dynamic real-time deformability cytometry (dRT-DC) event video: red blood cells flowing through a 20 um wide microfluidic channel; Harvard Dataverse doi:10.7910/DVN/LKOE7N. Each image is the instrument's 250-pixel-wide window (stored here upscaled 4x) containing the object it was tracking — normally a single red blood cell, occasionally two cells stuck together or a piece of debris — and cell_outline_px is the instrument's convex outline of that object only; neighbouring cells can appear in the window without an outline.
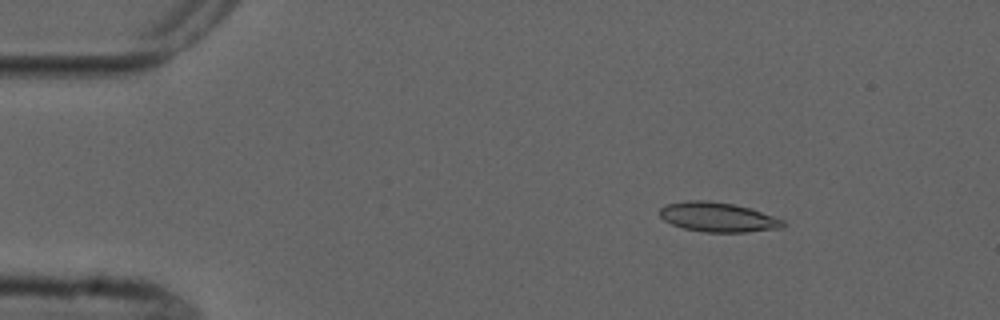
{"species": "common noctule bat (a hibernating species)", "species_latin": "Nyctalus noctula", "temperature_condition": "cold", "stored_images_in_passage": 4, "camera_frame_rate_fps": 3000, "um_per_image_px": 0.085, "animal": {"sex": "male", "forearm_length_mm": 52.5}, "frame": {"image": 1, "passage_image": 2, "time_ms": 2.0, "image_size_px": [1000, 320], "cell_outline_px": [[784, 228], [748, 232], [704, 232], [684, 228], [672, 224], [664, 220], [660, 216], [660, 208], [668, 204], [688, 200], [708, 200], [732, 204], [752, 208], [784, 220]], "centroid_in_image_um": [61.05, 18.46], "position_along_channel_um": 23.9, "area_um2": 21.27}}
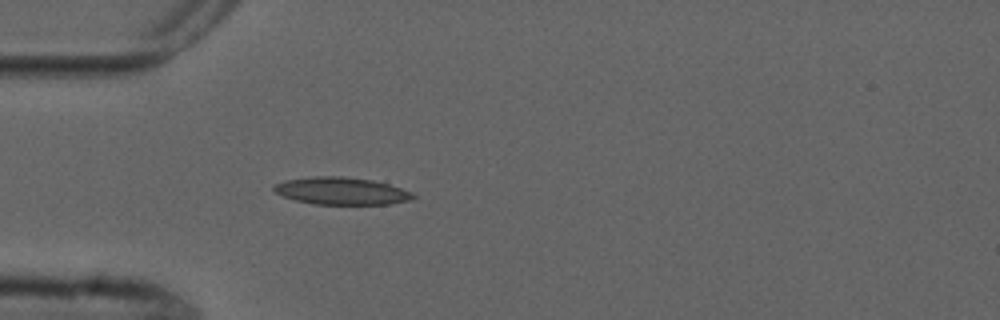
{"frame": {"image": 2, "passage_image": 4, "time_ms": 4.667, "image_size_px": [1000, 320], "cell_outline_px": [[416, 196], [408, 200], [388, 204], [316, 204], [296, 200], [284, 196], [276, 192], [272, 188], [276, 184], [284, 180], [312, 176], [344, 176], [372, 180], [388, 184], [412, 192]], "centroid_in_image_um": [29.01, 16.22], "position_along_channel_um": 56.0, "area_um2": 21.96}}